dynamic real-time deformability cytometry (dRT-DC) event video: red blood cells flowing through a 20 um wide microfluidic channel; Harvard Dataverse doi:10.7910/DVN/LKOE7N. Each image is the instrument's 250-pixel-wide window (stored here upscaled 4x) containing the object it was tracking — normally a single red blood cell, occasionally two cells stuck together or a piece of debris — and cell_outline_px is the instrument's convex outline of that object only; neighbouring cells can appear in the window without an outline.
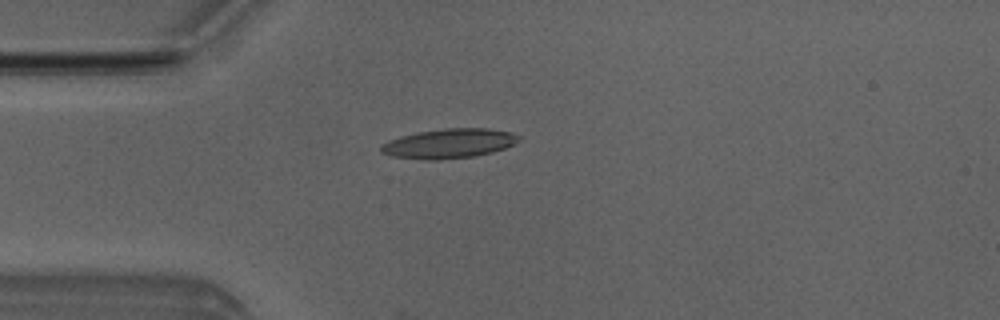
{"species": "Egyptian fruit bat (a non-hibernating species)", "species_latin": "Rousettus aegyptiacus", "temperature_condition": "room temperature", "stored_images_in_passage": 3, "camera_frame_rate_fps": 3000, "um_per_image_px": 0.085, "animal": {"sex": "male"}, "frame": {"image": 1, "passage_image": 2, "time_ms": 1.0, "image_size_px": [1000, 320], "cell_outline_px": [[520, 140], [504, 148], [492, 152], [476, 156], [436, 160], [424, 160], [392, 156], [380, 152], [380, 144], [388, 140], [400, 136], [416, 132], [444, 128], [488, 128], [512, 132], [520, 136]], "centroid_in_image_um": [38.13, 12.19], "position_along_channel_um": 46.9, "area_um2": 23.93}}